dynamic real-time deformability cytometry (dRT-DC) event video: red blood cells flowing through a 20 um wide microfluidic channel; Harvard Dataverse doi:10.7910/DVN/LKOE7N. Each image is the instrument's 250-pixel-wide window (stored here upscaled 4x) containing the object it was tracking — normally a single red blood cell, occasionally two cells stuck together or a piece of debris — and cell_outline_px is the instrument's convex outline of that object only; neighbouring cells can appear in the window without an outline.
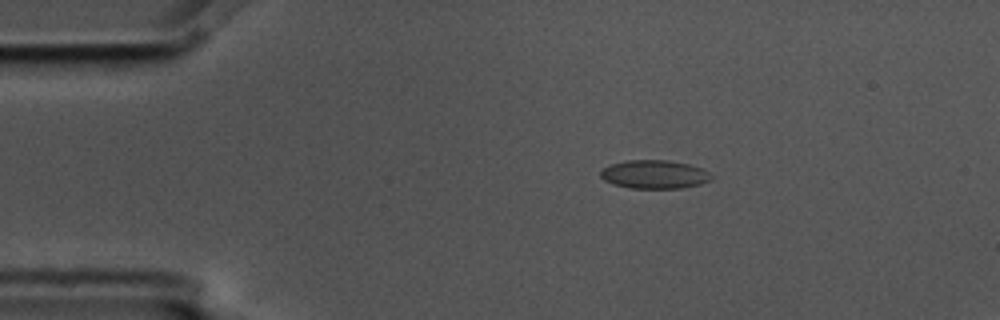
{"species": "common noctule bat (a hibernating species)", "species_latin": "Nyctalus noctula", "temperature_condition": "cold", "stored_images_in_passage": 9, "camera_frame_rate_fps": 3000, "um_per_image_px": 0.085, "animal": {"sex": "male", "body_mass_g": 17.5, "forearm_length_mm": 52.3}, "frame": {"image": 1, "passage_image": 2, "time_ms": 0.333, "image_size_px": [1000, 320], "cell_outline_px": [[716, 176], [712, 180], [700, 184], [680, 188], [628, 188], [612, 184], [604, 180], [600, 176], [600, 172], [604, 168], [612, 164], [628, 160], [668, 160], [688, 164], [700, 168]], "centroid_in_image_um": [55.64, 14.83], "position_along_channel_um": 29.4, "area_um2": 18.44}}
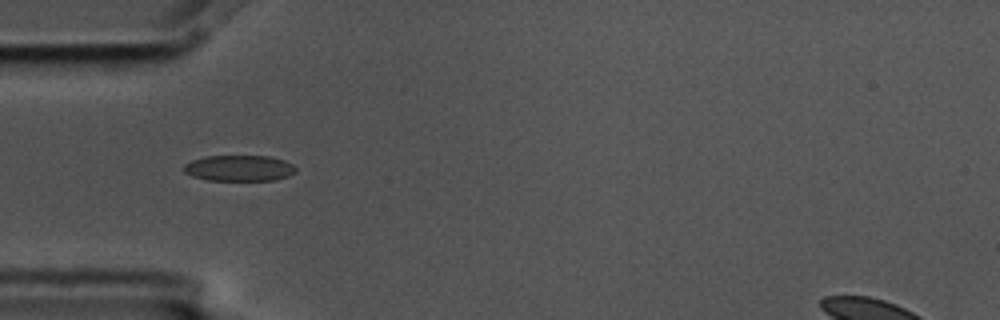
{"frame": {"image": 2, "passage_image": 4, "time_ms": 1.0, "image_size_px": [1000, 320], "cell_outline_px": [[296, 172], [288, 176], [276, 180], [208, 180], [192, 176], [184, 172], [184, 164], [192, 160], [204, 156], [268, 156], [284, 160], [292, 164], [296, 168]], "centroid_in_image_um": [20.33, 14.29], "position_along_channel_um": 64.7, "area_um2": 16.94}}